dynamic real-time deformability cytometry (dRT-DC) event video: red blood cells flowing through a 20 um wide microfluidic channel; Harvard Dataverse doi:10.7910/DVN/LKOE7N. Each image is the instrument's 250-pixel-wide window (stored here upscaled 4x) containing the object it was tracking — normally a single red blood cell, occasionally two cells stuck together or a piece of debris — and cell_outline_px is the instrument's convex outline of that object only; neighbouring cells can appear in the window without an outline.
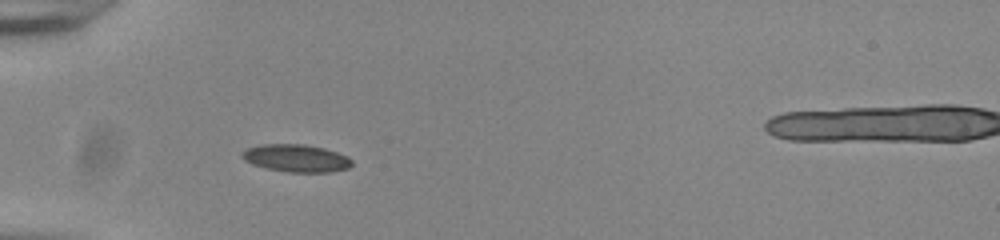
{"species": "common noctule bat (a hibernating species)", "species_latin": "Nyctalus noctula", "temperature_condition": "room temperature", "stored_images_in_passage": 37, "camera_frame_rate_fps": 3000, "um_per_image_px": 0.085, "animal": {"sex": "male", "body_mass_g": 20.0, "forearm_length_mm": 53.3}, "frame": {"image": 1, "passage_image": 1, "time_ms": 0.0, "image_size_px": [1000, 240], "cell_outline_px": [[352, 164], [348, 168], [328, 172], [288, 172], [268, 168], [252, 164], [244, 160], [240, 156], [240, 152], [248, 148], [260, 144], [304, 144], [324, 148], [348, 156], [352, 160]], "centroid_in_image_um": [25.15, 13.44], "position_along_channel_um": 59.8, "area_um2": 17.63}}
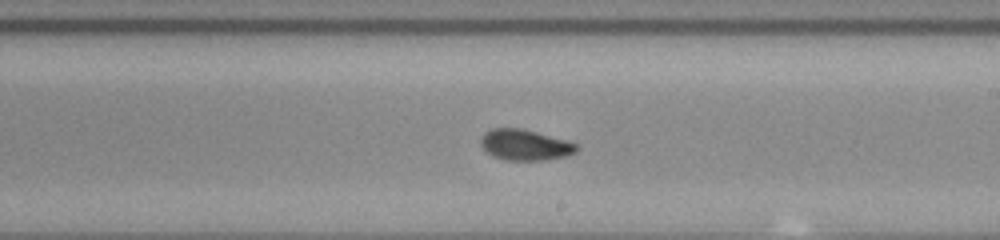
{"frame": {"image": 2, "passage_image": 16, "time_ms": 5.0, "image_size_px": [1000, 240], "cell_outline_px": [[580, 148], [576, 152], [568, 156], [544, 160], [504, 160], [492, 156], [480, 144], [480, 140], [484, 132], [492, 128], [520, 128], [568, 140], [576, 144]], "centroid_in_image_um": [44.64, 12.32], "position_along_channel_um": 244.4, "area_um2": 17.34}}
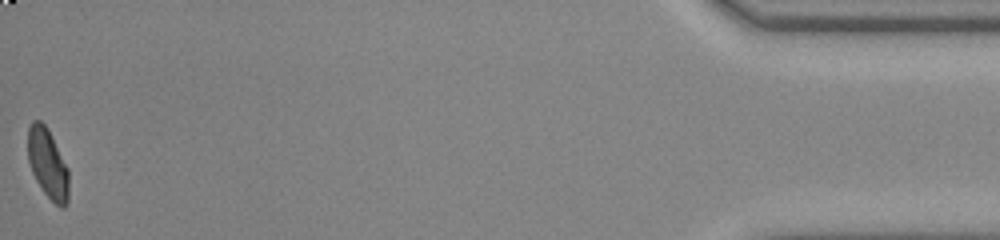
{"frame": {"image": 3, "passage_image": 37, "time_ms": 12.0, "image_size_px": [1000, 240], "cell_outline_px": [[68, 204], [64, 208], [60, 208], [44, 192], [36, 180], [32, 172], [28, 160], [28, 128], [32, 120], [40, 120], [48, 128], [68, 168]], "centroid_in_image_um": [4.06, 13.9], "position_along_channel_um": 431.1, "area_um2": 16.65}, "authors_computed_cell_mechanics": {"area_um2": 17.1666, "velocity_mm_per_s": 3.8769, "shape_relaxation_time_tau1_ms": 3.4418, "shape_relaxation_time_tau2_ms": 1.0379, "deformation_change_tau1": 0.1346, "deformation_change_tau2": 0.0548}}